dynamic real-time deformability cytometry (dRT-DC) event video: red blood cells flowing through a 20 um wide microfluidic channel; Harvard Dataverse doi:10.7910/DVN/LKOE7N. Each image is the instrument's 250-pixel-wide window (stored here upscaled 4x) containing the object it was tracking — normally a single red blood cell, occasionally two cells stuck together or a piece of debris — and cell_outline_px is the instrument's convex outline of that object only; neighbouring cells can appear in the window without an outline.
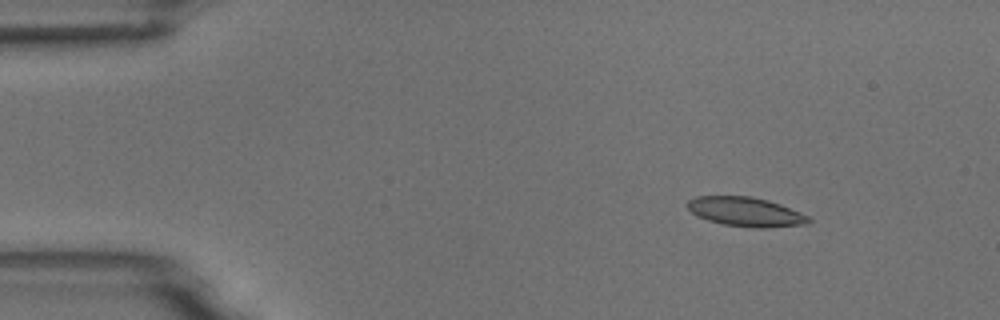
{"species": "common noctule bat (a hibernating species)", "species_latin": "Nyctalus noctula", "temperature_condition": "room temperature", "stored_images_in_passage": 6, "camera_frame_rate_fps": 3000, "um_per_image_px": 0.085, "animal": {"sex": "male", "body_mass_g": 18.8}, "frame": {"image": 1, "passage_image": 2, "time_ms": 2.0, "image_size_px": [1000, 320], "cell_outline_px": [[812, 220], [808, 224], [764, 228], [752, 228], [724, 224], [708, 220], [696, 216], [688, 208], [688, 200], [696, 196], [752, 196], [768, 200], [780, 204], [808, 216]], "centroid_in_image_um": [63.39, 18.0], "position_along_channel_um": 21.6, "area_um2": 20.63}}
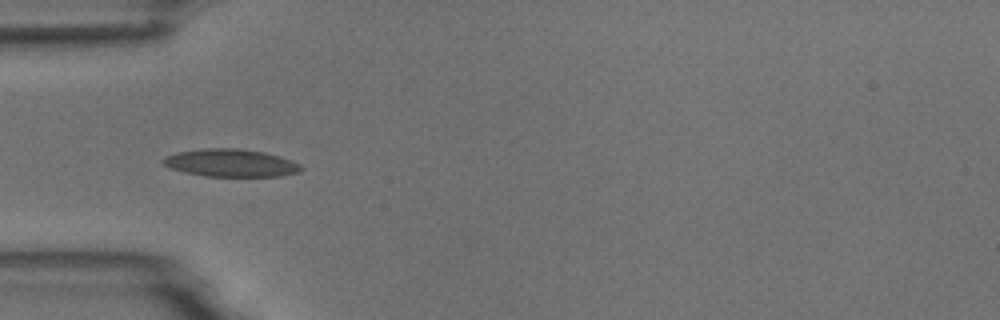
{"frame": {"image": 2, "passage_image": 5, "time_ms": 5.333, "image_size_px": [1000, 320], "cell_outline_px": [[304, 168], [300, 172], [280, 176], [204, 176], [184, 172], [168, 168], [160, 160], [164, 156], [176, 152], [200, 148], [240, 148], [264, 152], [280, 156], [292, 160], [300, 164]], "centroid_in_image_um": [19.59, 13.84], "position_along_channel_um": 65.4, "area_um2": 22.6}}